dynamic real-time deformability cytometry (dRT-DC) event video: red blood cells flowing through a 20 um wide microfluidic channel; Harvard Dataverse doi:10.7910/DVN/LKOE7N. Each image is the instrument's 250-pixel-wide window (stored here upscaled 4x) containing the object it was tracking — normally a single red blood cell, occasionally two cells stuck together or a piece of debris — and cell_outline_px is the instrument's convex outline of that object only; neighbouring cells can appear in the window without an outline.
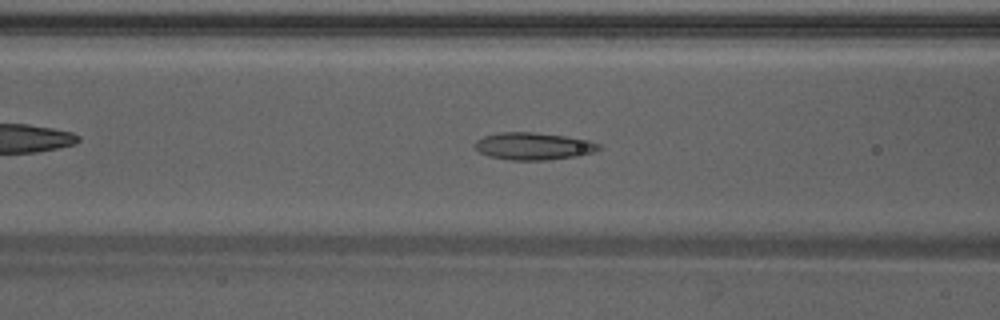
{"species": "Egyptian fruit bat (a non-hibernating species)", "species_latin": "Rousettus aegyptiacus", "temperature_condition": "warm", "stored_images_in_passage": 33, "camera_frame_rate_fps": 3000, "um_per_image_px": 0.085, "animal": {"sex": "male"}, "frame": {"image": 1, "passage_image": 4, "time_ms": 1.0, "image_size_px": [1000, 320], "cell_outline_px": [[600, 148], [592, 152], [576, 156], [548, 160], [512, 160], [488, 156], [480, 152], [472, 144], [476, 140], [484, 136], [500, 132], [532, 132], [564, 136], [588, 140], [600, 144]], "centroid_in_image_um": [45.3, 12.42], "position_along_channel_um": 121.3, "area_um2": 19.59}}
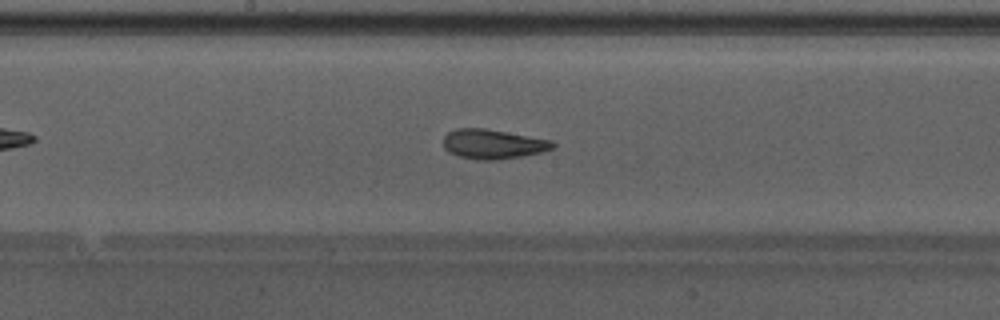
{"frame": {"image": 2, "passage_image": 10, "time_ms": 3.0, "image_size_px": [1000, 320], "cell_outline_px": [[556, 144], [552, 148], [540, 152], [520, 156], [496, 160], [480, 160], [460, 156], [448, 152], [444, 148], [444, 136], [448, 132], [456, 128], [484, 128], [552, 140]], "centroid_in_image_um": [41.88, 12.24], "position_along_channel_um": 206.3, "area_um2": 18.67}}
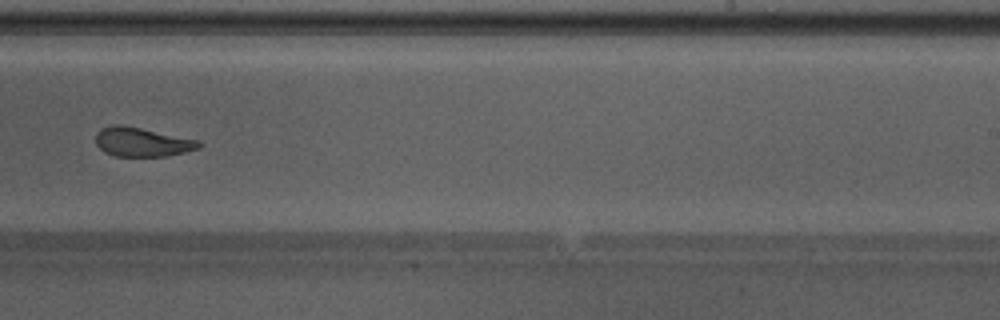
{"frame": {"image": 3, "passage_image": 15, "time_ms": 4.667, "image_size_px": [1000, 320], "cell_outline_px": [[200, 148], [168, 156], [116, 156], [104, 152], [96, 144], [96, 132], [100, 128], [112, 124], [120, 124], [200, 140]], "centroid_in_image_um": [12.05, 12.06], "position_along_channel_um": 277.0, "area_um2": 17.51}}